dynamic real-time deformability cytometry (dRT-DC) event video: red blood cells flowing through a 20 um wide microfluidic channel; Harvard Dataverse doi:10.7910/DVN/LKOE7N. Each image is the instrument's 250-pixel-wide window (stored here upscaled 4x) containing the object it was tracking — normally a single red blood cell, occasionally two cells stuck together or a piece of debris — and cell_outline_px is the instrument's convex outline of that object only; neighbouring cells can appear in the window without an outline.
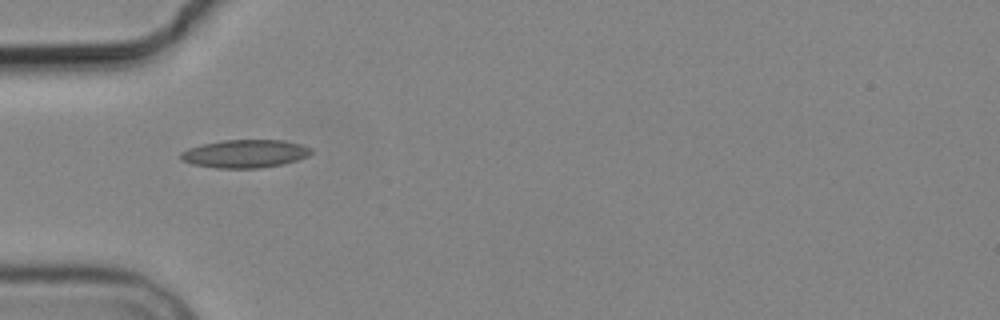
{"species": "common noctule bat (a hibernating species)", "species_latin": "Nyctalus noctula", "temperature_condition": "cold", "stored_images_in_passage": 1, "camera_frame_rate_fps": 3000, "um_per_image_px": 0.085, "animal": {"sex": "male", "body_mass_g": 19.2, "forearm_length_mm": 51.8}, "frame": {"image": 1, "passage_image": 1, "time_ms": 0.0, "image_size_px": [1000, 320], "cell_outline_px": [[312, 152], [308, 156], [284, 164], [260, 168], [216, 168], [192, 164], [180, 160], [180, 152], [188, 148], [204, 144], [224, 140], [284, 140], [300, 144], [312, 148]], "centroid_in_image_um": [20.82, 13.07], "position_along_channel_um": 64.2, "area_um2": 21.39}}